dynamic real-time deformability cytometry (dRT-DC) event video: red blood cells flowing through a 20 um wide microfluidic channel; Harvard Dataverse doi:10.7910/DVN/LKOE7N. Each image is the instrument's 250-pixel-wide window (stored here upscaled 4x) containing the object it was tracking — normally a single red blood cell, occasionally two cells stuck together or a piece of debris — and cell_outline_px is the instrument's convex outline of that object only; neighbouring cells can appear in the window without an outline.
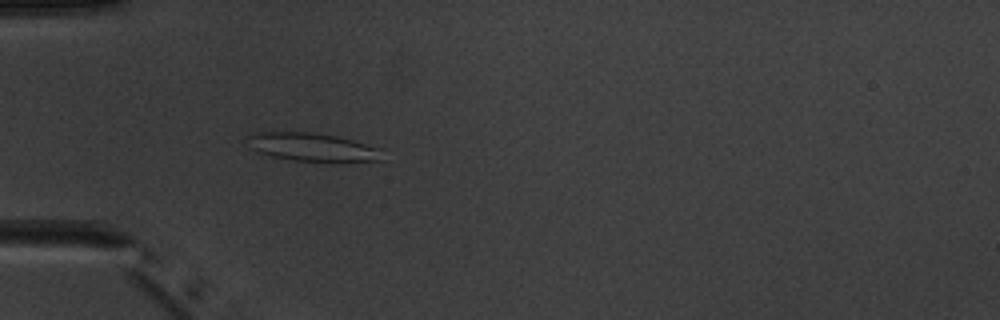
{"species": "common noctule bat (a hibernating species)", "species_latin": "Nyctalus noctula", "temperature_condition": "warm", "stored_images_in_passage": 3, "camera_frame_rate_fps": 3000, "um_per_image_px": 0.085, "animal": {"sex": "male", "body_mass_g": 20.1, "forearm_length_mm": 53.5}, "frame": {"image": 1, "passage_image": 3, "time_ms": 3.333, "image_size_px": [1000, 320], "cell_outline_px": [[384, 148], [380, 160], [292, 160], [272, 156], [256, 152], [248, 148], [244, 136], [252, 132], [312, 132], [336, 136]], "centroid_in_image_um": [26.43, 12.47], "position_along_channel_um": 58.6, "area_um2": 22.14}}